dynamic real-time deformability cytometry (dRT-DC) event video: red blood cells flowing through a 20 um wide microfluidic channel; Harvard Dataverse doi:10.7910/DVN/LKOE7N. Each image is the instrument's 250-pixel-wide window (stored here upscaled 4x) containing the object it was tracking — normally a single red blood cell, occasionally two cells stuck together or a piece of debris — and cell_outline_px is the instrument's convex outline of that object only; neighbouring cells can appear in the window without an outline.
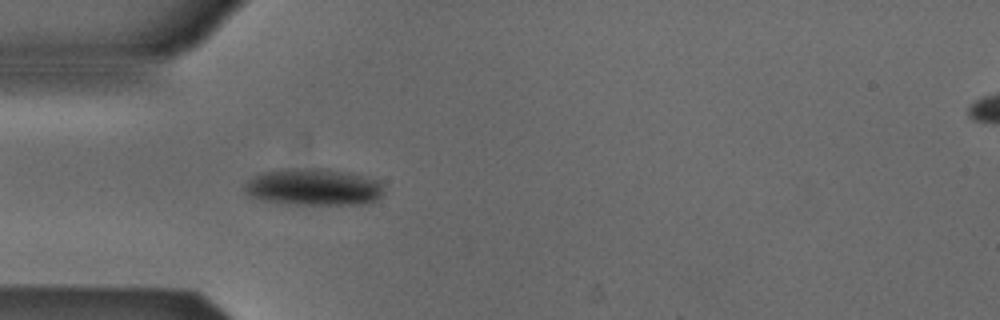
{"species": "Egyptian fruit bat (a non-hibernating species)", "species_latin": "Rousettus aegyptiacus", "temperature_condition": "cold", "stored_images_in_passage": 34, "camera_frame_rate_fps": 3000, "um_per_image_px": 0.085, "animal": {"sex": "male"}, "frame": {"image": 1, "passage_image": 4, "time_ms": 1.0, "image_size_px": [1000, 320], "cell_outline_px": [[384, 192], [376, 200], [368, 204], [288, 204], [264, 200], [248, 196], [244, 192], [244, 184], [252, 176], [264, 172], [288, 168], [328, 168], [352, 172], [380, 180], [384, 184]], "centroid_in_image_um": [26.69, 15.88], "position_along_channel_um": 58.3, "area_um2": 30.58}}
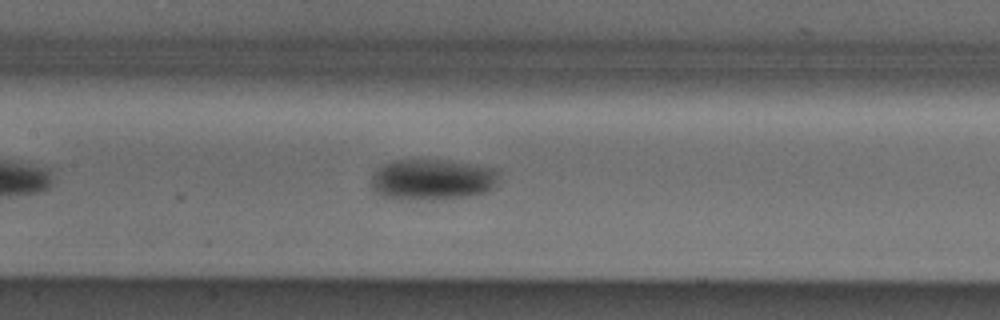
{"frame": {"image": 2, "passage_image": 13, "time_ms": 4.0, "image_size_px": [1000, 320], "cell_outline_px": [[500, 168], [496, 188], [488, 192], [468, 196], [432, 200], [400, 200], [384, 196], [376, 192], [372, 188], [372, 176], [384, 164], [392, 160], [420, 156], [452, 160]], "centroid_in_image_um": [36.81, 15.21], "position_along_channel_um": 170.6, "area_um2": 32.02}}
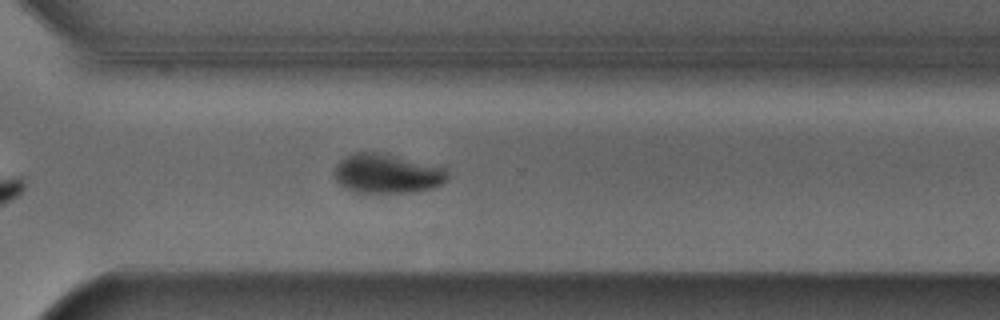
{"frame": {"image": 3, "passage_image": 26, "time_ms": 8.333, "image_size_px": [1000, 320], "cell_outline_px": [[448, 180], [432, 188], [412, 192], [352, 192], [344, 188], [336, 180], [332, 172], [336, 164], [340, 160], [352, 152], [384, 152], [444, 168], [448, 172]], "centroid_in_image_um": [32.85, 14.74], "position_along_channel_um": 337.8, "area_um2": 26.18}, "authors_computed_cell_mechanics": {"area_um2": 29.1601, "velocity_mm_per_s": 3.8593, "shape_relaxation_time_tau1_ms": 2.2947, "shape_relaxation_time_tau2_ms": null, "deformation_change_tau1": 0.0742, "deformation_change_tau2": null}}